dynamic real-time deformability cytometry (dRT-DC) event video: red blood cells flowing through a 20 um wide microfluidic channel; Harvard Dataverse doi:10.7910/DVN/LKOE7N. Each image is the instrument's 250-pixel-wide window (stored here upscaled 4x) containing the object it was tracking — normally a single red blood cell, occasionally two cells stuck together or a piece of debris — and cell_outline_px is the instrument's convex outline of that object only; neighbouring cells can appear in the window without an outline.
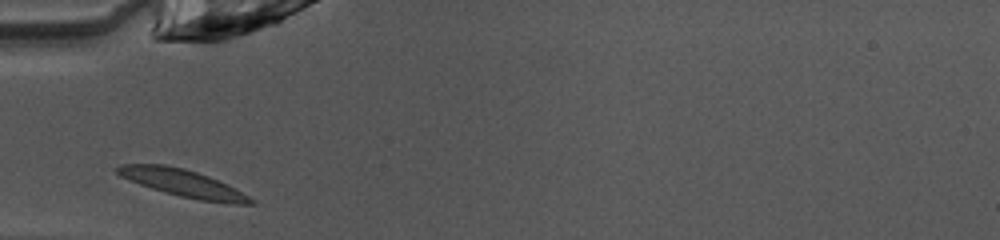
{"species": "common noctule bat (a hibernating species)", "species_latin": "Nyctalus noctula", "temperature_condition": "warm", "stored_images_in_passage": 26, "camera_frame_rate_fps": 3000, "um_per_image_px": 0.085, "animal": {"sex": "female", "body_mass_g": 10.0, "forearm_length_mm": 53.1}, "frame": {"image": 1, "passage_image": 1, "time_ms": 0.0, "image_size_px": [1000, 240], "cell_outline_px": [[256, 204], [228, 204], [200, 200], [180, 196], [164, 192], [128, 180], [120, 176], [116, 172], [116, 168], [120, 164], [164, 164], [184, 168], [208, 176], [256, 200]], "centroid_in_image_um": [15.52, 15.57], "position_along_channel_um": 69.5, "area_um2": 20.92}}
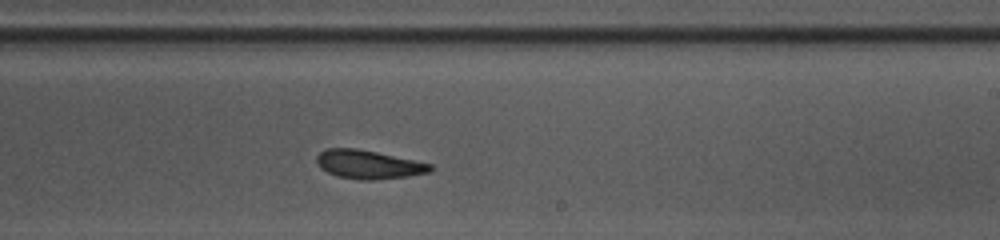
{"frame": {"image": 2, "passage_image": 15, "time_ms": 4.667, "image_size_px": [1000, 240], "cell_outline_px": [[432, 168], [428, 172], [408, 176], [372, 180], [360, 180], [336, 176], [320, 168], [316, 160], [316, 156], [324, 148], [356, 148], [376, 152], [432, 164]], "centroid_in_image_um": [31.26, 13.98], "position_along_channel_um": 257.7, "area_um2": 18.84}}
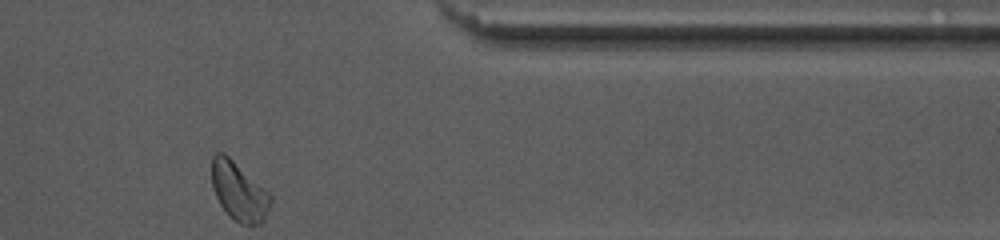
{"frame": {"image": 3, "passage_image": 26, "time_ms": 8.333, "image_size_px": [1000, 240], "cell_outline_px": [[272, 200], [264, 220], [260, 224], [240, 224], [220, 204], [216, 196], [212, 184], [212, 156], [216, 152], [224, 152], [268, 192], [272, 196]], "centroid_in_image_um": [20.31, 16.25], "position_along_channel_um": 391.1, "area_um2": 19.59}, "authors_computed_cell_mechanics": {"area_um2": 19.5942, "velocity_mm_per_s": 4.0309, "shape_relaxation_time_tau1_ms": 2.5482, "shape_relaxation_time_tau2_ms": 2.0985, "deformation_change_tau1": 0.118, "deformation_change_tau2": 0.0863}}